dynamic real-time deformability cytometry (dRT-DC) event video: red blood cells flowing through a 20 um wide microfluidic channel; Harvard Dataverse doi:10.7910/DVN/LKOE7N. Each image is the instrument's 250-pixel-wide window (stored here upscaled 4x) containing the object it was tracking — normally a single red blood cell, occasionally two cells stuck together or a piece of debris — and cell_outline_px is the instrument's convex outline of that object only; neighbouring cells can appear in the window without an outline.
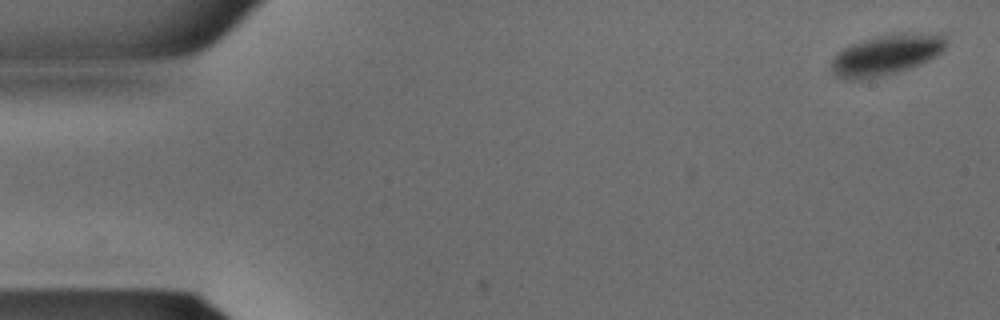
{"species": "common noctule bat (a hibernating species)", "species_latin": "Nyctalus noctula", "temperature_condition": "warm", "stored_images_in_passage": 37, "camera_frame_rate_fps": 3000, "um_per_image_px": 0.085, "animal": {"sex": "male", "body_mass_g": 15.6}, "frame": {"image": 1, "passage_image": 2, "time_ms": 0.333, "image_size_px": [1000, 320], "cell_outline_px": [[948, 44], [936, 56], [920, 64], [896, 72], [868, 80], [848, 80], [836, 76], [832, 72], [832, 60], [844, 48], [852, 44], [880, 36], [896, 32], [944, 32], [948, 40]], "centroid_in_image_um": [75.42, 4.64], "position_along_channel_um": 9.6, "area_um2": 27.4}}
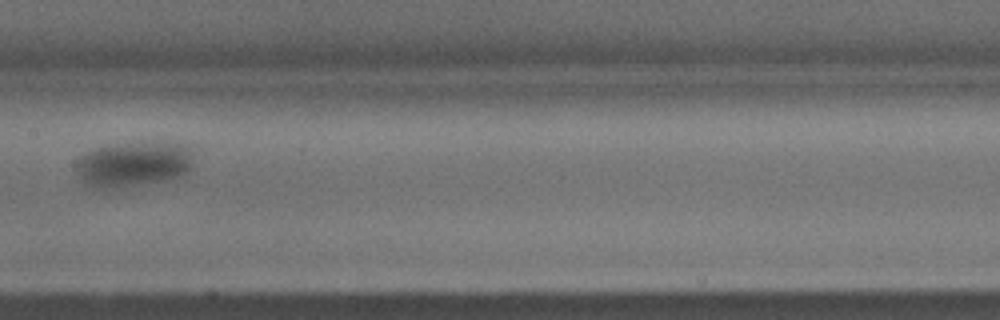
{"frame": {"image": 2, "passage_image": 19, "time_ms": 6.0, "image_size_px": [1000, 320], "cell_outline_px": [[188, 172], [180, 176], [164, 180], [136, 184], [100, 188], [96, 188], [88, 184], [80, 176], [76, 168], [76, 160], [80, 156], [96, 148], [116, 144], [160, 140], [164, 140], [184, 144], [188, 148]], "centroid_in_image_um": [11.32, 13.89], "position_along_channel_um": 196.1, "area_um2": 30.23}}
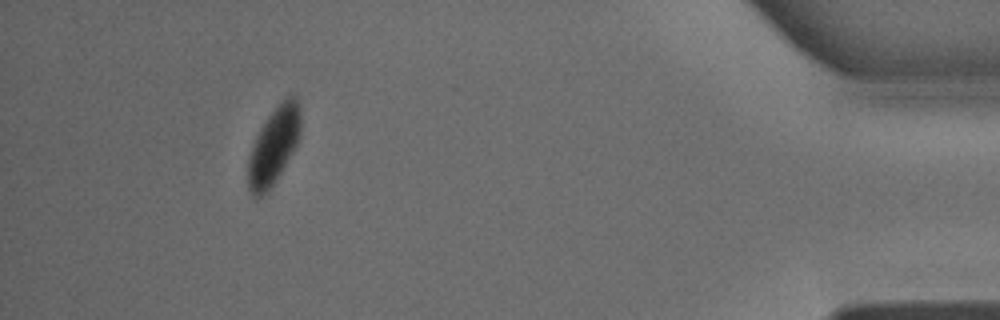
{"frame": {"image": 3, "passage_image": 34, "time_ms": 11.0, "image_size_px": [1000, 320], "cell_outline_px": [[300, 136], [292, 152], [276, 180], [268, 192], [260, 196], [252, 196], [248, 188], [248, 156], [252, 144], [260, 128], [268, 116], [284, 96], [288, 92], [296, 92], [300, 104]], "centroid_in_image_um": [23.28, 12.31], "position_along_channel_um": 411.9, "area_um2": 23.99}}